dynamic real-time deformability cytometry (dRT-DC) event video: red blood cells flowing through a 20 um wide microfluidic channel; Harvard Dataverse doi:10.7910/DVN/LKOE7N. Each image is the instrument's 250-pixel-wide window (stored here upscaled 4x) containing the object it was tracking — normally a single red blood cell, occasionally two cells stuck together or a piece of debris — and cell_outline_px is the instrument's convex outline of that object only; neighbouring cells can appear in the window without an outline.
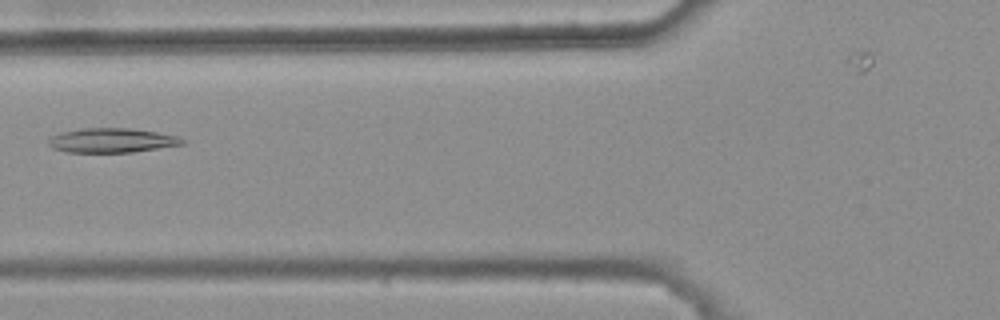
{"species": "common noctule bat (a hibernating species)", "species_latin": "Nyctalus noctula", "temperature_condition": "warm", "stored_images_in_passage": 5, "camera_frame_rate_fps": 3000, "um_per_image_px": 0.085, "animal": {"sex": "female", "body_mass_g": 25.1}, "frame": {"image": 1, "passage_image": 4, "time_ms": 1.0, "image_size_px": [1000, 320], "cell_outline_px": [[188, 144], [132, 152], [68, 152], [52, 148], [48, 144], [48, 140], [52, 136], [60, 132], [80, 128], [128, 128], [156, 132], [176, 136], [184, 140]], "centroid_in_image_um": [9.5, 11.93], "position_along_channel_um": 116.3, "area_um2": 19.07}}